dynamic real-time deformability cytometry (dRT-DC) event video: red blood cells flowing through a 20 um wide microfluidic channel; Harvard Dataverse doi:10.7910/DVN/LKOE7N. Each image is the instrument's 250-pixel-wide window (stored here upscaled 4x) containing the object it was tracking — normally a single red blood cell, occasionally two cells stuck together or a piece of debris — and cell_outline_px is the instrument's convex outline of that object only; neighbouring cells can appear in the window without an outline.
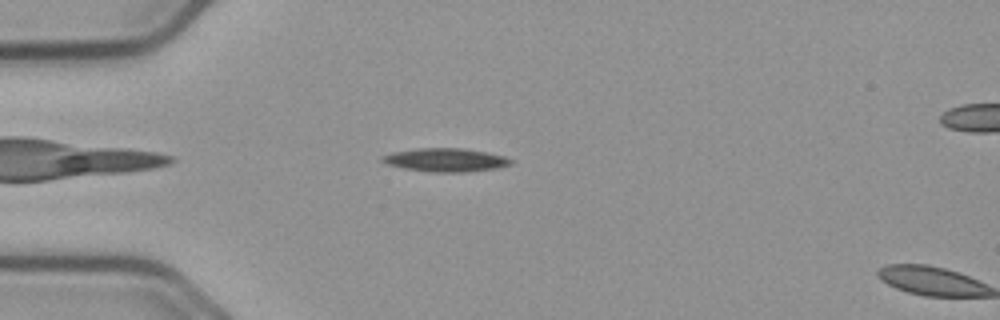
{"species": "common noctule bat (a hibernating species)", "species_latin": "Nyctalus noctula", "temperature_condition": "cold", "stored_images_in_passage": 3, "camera_frame_rate_fps": 3000, "um_per_image_px": 0.085, "animal": {"sex": "male", "body_mass_g": 23.1, "forearm_length_mm": 52.7}, "frame": {"image": 1, "passage_image": 2, "time_ms": 0.333, "image_size_px": [1000, 320], "cell_outline_px": [[516, 160], [512, 164], [500, 168], [468, 172], [432, 172], [404, 168], [388, 164], [380, 160], [380, 156], [392, 152], [420, 148], [464, 148], [504, 156]], "centroid_in_image_um": [37.92, 13.6], "position_along_channel_um": 47.1, "area_um2": 17.69}}